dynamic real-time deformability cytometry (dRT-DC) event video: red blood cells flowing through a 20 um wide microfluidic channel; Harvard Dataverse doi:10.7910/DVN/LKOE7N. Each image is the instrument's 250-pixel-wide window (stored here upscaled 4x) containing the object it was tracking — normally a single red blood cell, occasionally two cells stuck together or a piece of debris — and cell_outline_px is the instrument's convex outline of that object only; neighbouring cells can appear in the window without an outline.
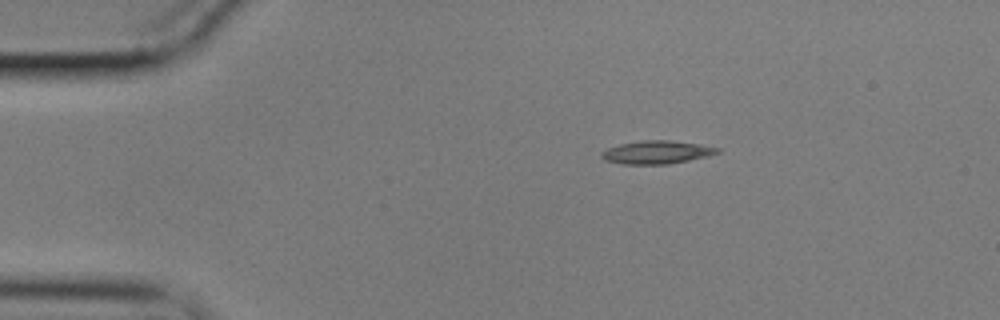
{"species": "common noctule bat (a hibernating species)", "species_latin": "Nyctalus noctula", "temperature_condition": "cold", "stored_images_in_passage": 47, "camera_frame_rate_fps": 3000, "um_per_image_px": 0.085, "animal": {"sex": "male", "body_mass_g": 17.9}, "frame": {"image": 1, "passage_image": 1, "time_ms": 0.0, "image_size_px": [1000, 320], "cell_outline_px": [[720, 152], [708, 156], [668, 164], [620, 164], [604, 160], [600, 156], [600, 152], [608, 148], [620, 144], [644, 140], [668, 140], [700, 144], [720, 148]], "centroid_in_image_um": [55.8, 12.94], "position_along_channel_um": 29.2, "area_um2": 15.61}}
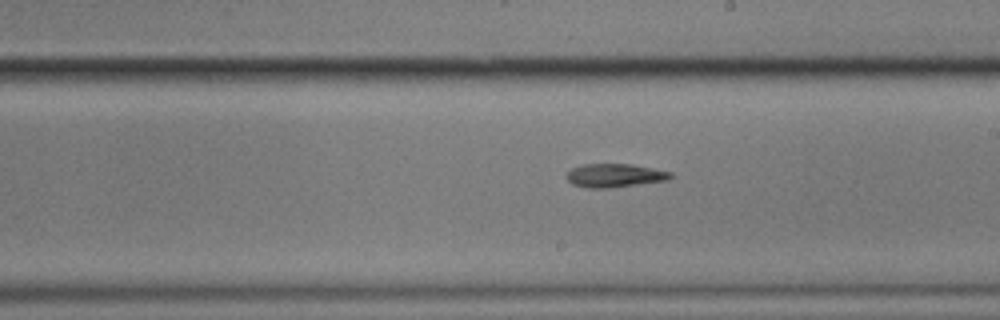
{"frame": {"image": 2, "passage_image": 23, "time_ms": 7.333, "image_size_px": [1000, 320], "cell_outline_px": [[676, 176], [668, 180], [608, 188], [588, 188], [572, 184], [564, 176], [572, 168], [584, 164], [632, 164], [672, 172]], "centroid_in_image_um": [52.27, 14.91], "position_along_channel_um": 236.7, "area_um2": 14.33}}
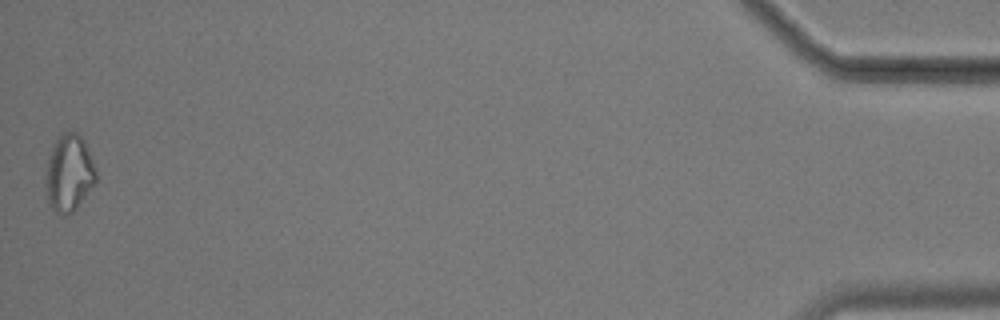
{"frame": {"image": 3, "passage_image": 47, "time_ms": 15.333, "image_size_px": [1000, 320], "cell_outline_px": [[96, 180], [76, 208], [72, 212], [64, 216], [60, 216], [52, 208], [48, 200], [44, 184], [48, 156], [56, 140], [64, 132], [76, 132], [84, 140], [92, 160], [96, 172]], "centroid_in_image_um": [5.83, 14.73], "position_along_channel_um": 429.4, "area_um2": 22.31}}